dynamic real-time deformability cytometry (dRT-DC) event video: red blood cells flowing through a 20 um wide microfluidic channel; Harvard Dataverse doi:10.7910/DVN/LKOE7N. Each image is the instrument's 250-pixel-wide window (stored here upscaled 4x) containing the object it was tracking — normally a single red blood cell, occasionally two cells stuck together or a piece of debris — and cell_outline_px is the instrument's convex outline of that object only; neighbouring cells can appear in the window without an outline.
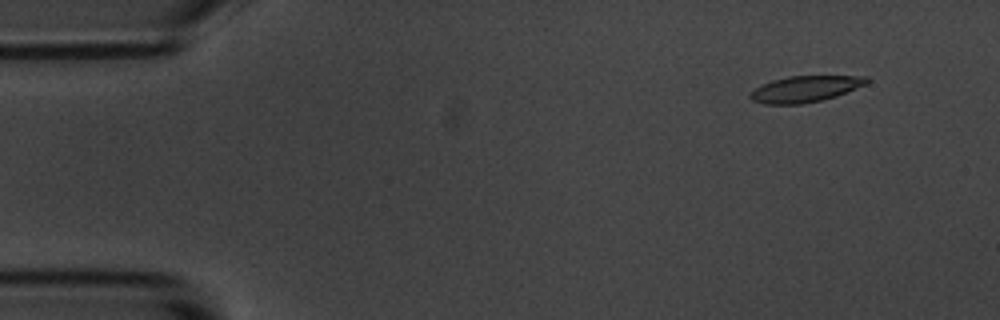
{"species": "common noctule bat (a hibernating species)", "species_latin": "Nyctalus noctula", "temperature_condition": "room temperature", "stored_images_in_passage": 6, "camera_frame_rate_fps": 3000, "um_per_image_px": 0.085, "animal": {"sex": "male", "body_mass_g": 20.1, "forearm_length_mm": 53.5}, "frame": {"image": 1, "passage_image": 6, "time_ms": 6.0, "image_size_px": [1000, 320], "cell_outline_px": [[868, 80], [864, 84], [856, 88], [836, 96], [804, 104], [764, 104], [752, 100], [748, 96], [756, 88], [772, 80], [788, 76], [868, 76]], "centroid_in_image_um": [68.41, 7.56], "position_along_channel_um": 16.6, "area_um2": 17.51}}